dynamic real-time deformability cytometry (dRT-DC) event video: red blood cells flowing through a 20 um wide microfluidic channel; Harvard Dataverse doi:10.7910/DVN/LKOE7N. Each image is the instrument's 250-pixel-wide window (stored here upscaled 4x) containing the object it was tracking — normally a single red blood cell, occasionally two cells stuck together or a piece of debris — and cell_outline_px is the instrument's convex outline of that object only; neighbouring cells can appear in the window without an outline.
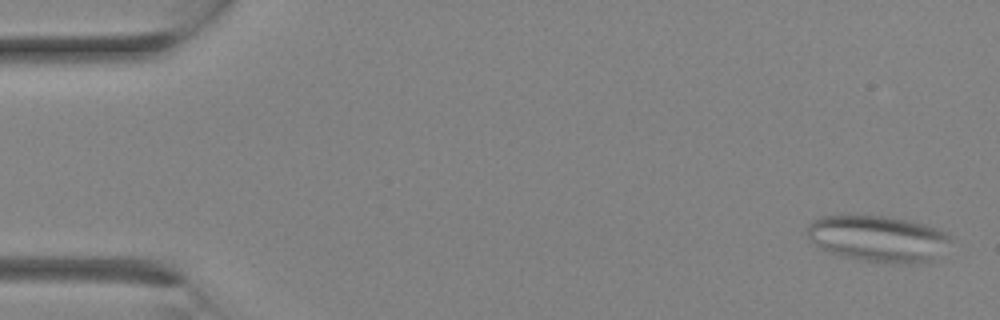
{"species": "Egyptian fruit bat (a non-hibernating species)", "species_latin": "Rousettus aegyptiacus", "temperature_condition": "room temperature", "stored_images_in_passage": 27, "camera_frame_rate_fps": 3000, "um_per_image_px": 0.085, "animal": {"sex": "female"}, "frame": {"image": 1, "passage_image": 1, "time_ms": 0.0, "image_size_px": [1000, 320], "cell_outline_px": [[952, 240], [932, 260], [864, 260], [844, 256], [828, 252], [820, 248], [808, 240], [808, 224], [812, 220], [820, 216], [884, 216], [908, 220], [924, 224], [948, 232], [952, 236]], "centroid_in_image_um": [74.58, 20.22], "position_along_channel_um": 10.4, "area_um2": 37.45}}
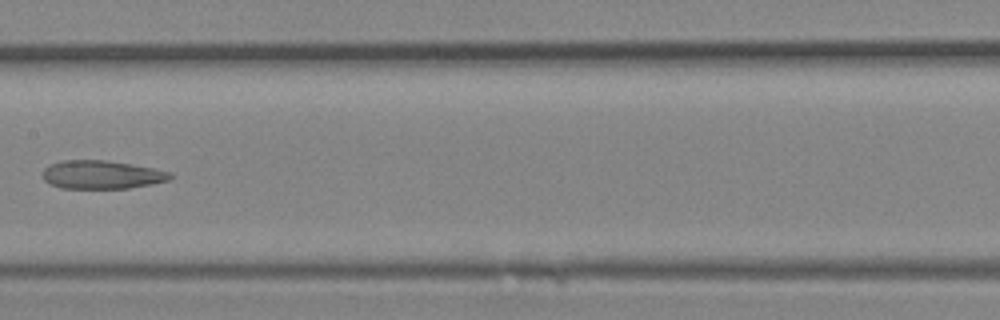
{"frame": {"image": 2, "passage_image": 14, "time_ms": 4.333, "image_size_px": [1000, 320], "cell_outline_px": [[172, 176], [168, 180], [152, 184], [128, 188], [60, 188], [48, 184], [44, 180], [44, 168], [48, 164], [60, 160], [104, 160], [132, 164], [172, 172]], "centroid_in_image_um": [8.61, 14.84], "position_along_channel_um": 198.8, "area_um2": 21.15}}
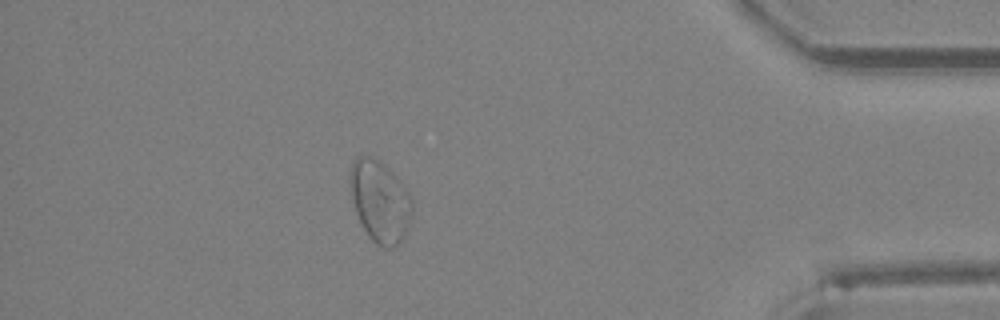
{"frame": {"image": 3, "passage_image": 24, "time_ms": 7.667, "image_size_px": [1000, 320], "cell_outline_px": [[412, 212], [404, 236], [392, 248], [384, 248], [376, 244], [368, 236], [356, 212], [348, 180], [348, 172], [356, 156], [372, 156], [380, 160], [400, 180], [412, 196]], "centroid_in_image_um": [32.28, 17.07], "position_along_channel_um": 402.9, "area_um2": 29.59}}